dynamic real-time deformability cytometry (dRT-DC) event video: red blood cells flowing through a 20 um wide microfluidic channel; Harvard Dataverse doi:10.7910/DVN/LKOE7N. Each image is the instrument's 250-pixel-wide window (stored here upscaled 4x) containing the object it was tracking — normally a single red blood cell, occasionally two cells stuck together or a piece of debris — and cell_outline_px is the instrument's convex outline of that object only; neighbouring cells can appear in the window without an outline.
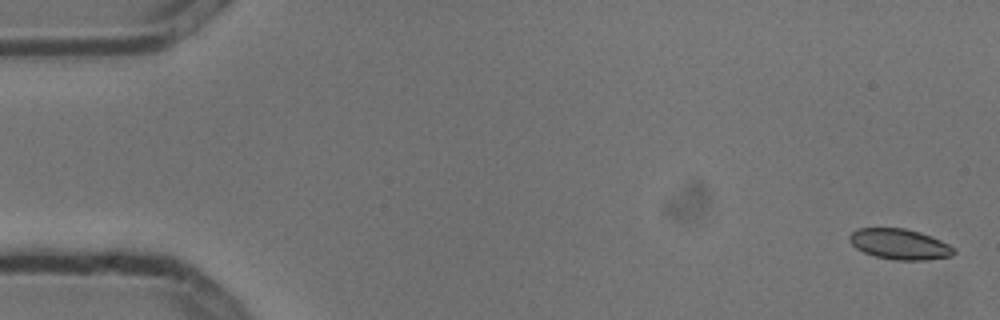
{"species": "common noctule bat (a hibernating species)", "species_latin": "Nyctalus noctula", "temperature_condition": "cold", "stored_images_in_passage": 5, "camera_frame_rate_fps": 3000, "um_per_image_px": 0.085, "animal": {"sex": "male", "body_mass_g": 13.3}, "frame": {"image": 1, "passage_image": 1, "time_ms": 0.0, "image_size_px": [1000, 320], "cell_outline_px": [[956, 252], [952, 256], [928, 260], [896, 260], [876, 256], [864, 252], [856, 248], [848, 240], [848, 236], [856, 228], [904, 228], [920, 232], [932, 236], [956, 248]], "centroid_in_image_um": [76.49, 20.75], "position_along_channel_um": 8.5, "area_um2": 18.73}}
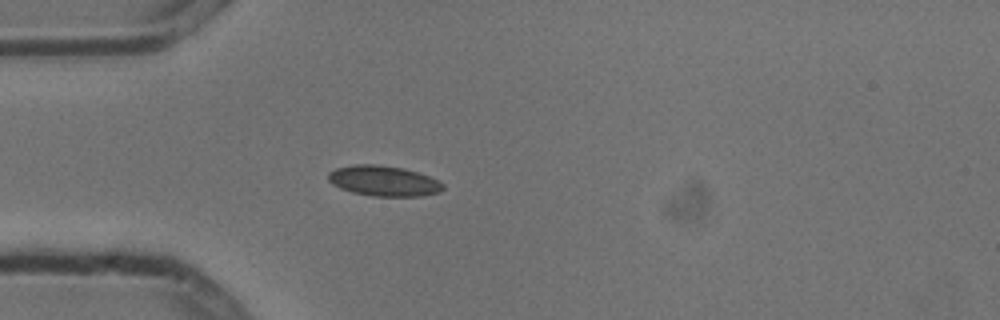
{"frame": {"image": 2, "passage_image": 5, "time_ms": 1.333, "image_size_px": [1000, 320], "cell_outline_px": [[444, 188], [440, 192], [420, 196], [372, 196], [352, 192], [340, 188], [332, 184], [328, 180], [328, 172], [336, 168], [352, 164], [376, 164], [404, 168], [440, 180], [444, 184]], "centroid_in_image_um": [32.61, 15.37], "position_along_channel_um": 52.4, "area_um2": 20.46}}